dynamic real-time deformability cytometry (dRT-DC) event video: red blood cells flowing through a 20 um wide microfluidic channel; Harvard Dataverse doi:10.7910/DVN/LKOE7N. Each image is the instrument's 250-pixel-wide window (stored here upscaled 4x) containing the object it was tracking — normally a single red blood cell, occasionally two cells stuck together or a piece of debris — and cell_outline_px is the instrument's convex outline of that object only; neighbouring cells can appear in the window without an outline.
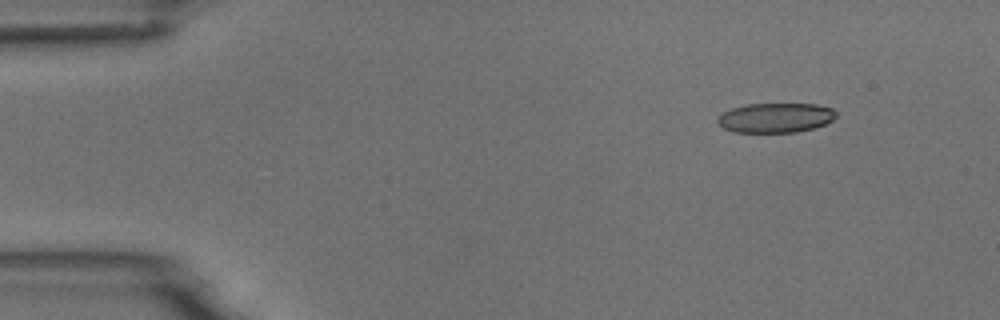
{"species": "common noctule bat (a hibernating species)", "species_latin": "Nyctalus noctula", "temperature_condition": "room temperature", "stored_images_in_passage": 4, "camera_frame_rate_fps": 3000, "um_per_image_px": 0.085, "animal": {"sex": "male", "body_mass_g": 18.8}, "frame": {"image": 1, "passage_image": 1, "time_ms": 0.0, "image_size_px": [1000, 320], "cell_outline_px": [[836, 116], [832, 120], [824, 124], [812, 128], [796, 132], [732, 132], [716, 124], [716, 120], [724, 112], [732, 108], [748, 104], [816, 104], [832, 108], [836, 112]], "centroid_in_image_um": [65.9, 10.01], "position_along_channel_um": 19.1, "area_um2": 20.4}}
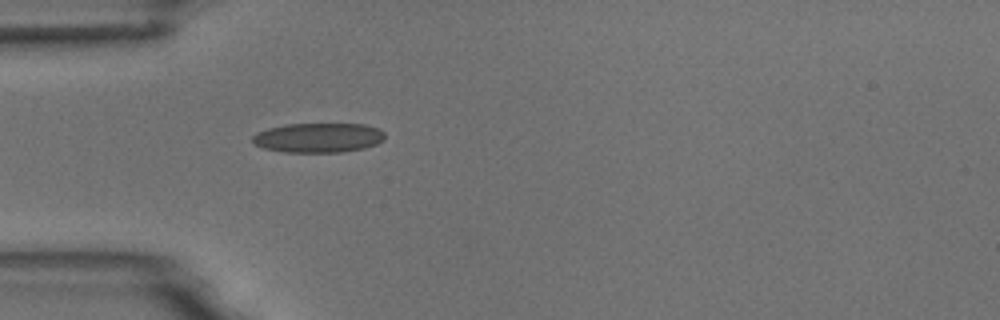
{"frame": {"image": 2, "passage_image": 4, "time_ms": 3.333, "image_size_px": [1000, 320], "cell_outline_px": [[384, 140], [376, 144], [364, 148], [340, 152], [284, 152], [264, 148], [256, 144], [252, 140], [252, 136], [256, 132], [268, 128], [288, 124], [364, 124], [380, 128], [384, 132]], "centroid_in_image_um": [27.08, 11.7], "position_along_channel_um": 57.9, "area_um2": 22.83}}